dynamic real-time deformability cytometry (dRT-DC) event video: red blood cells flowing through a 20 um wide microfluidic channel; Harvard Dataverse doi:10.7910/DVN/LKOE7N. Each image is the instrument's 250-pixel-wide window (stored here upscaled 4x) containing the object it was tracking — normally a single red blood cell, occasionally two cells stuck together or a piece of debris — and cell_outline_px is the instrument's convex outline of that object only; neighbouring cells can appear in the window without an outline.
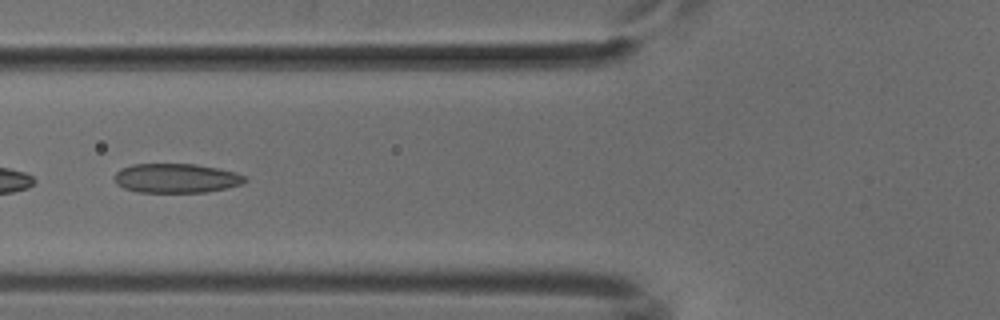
{"species": "common noctule bat (a hibernating species)", "species_latin": "Nyctalus noctula", "temperature_condition": "cold", "stored_images_in_passage": 26, "camera_frame_rate_fps": 3000, "um_per_image_px": 0.085, "animal": {"sex": "male", "body_mass_g": 18.8}, "frame": {"image": 1, "passage_image": 15, "time_ms": 4.667, "image_size_px": [1000, 320], "cell_outline_px": [[248, 180], [240, 184], [208, 192], [140, 192], [124, 188], [116, 184], [112, 176], [120, 168], [132, 164], [196, 164], [220, 168], [244, 176]], "centroid_in_image_um": [14.92, 15.14], "position_along_channel_um": 110.9, "area_um2": 22.31}}